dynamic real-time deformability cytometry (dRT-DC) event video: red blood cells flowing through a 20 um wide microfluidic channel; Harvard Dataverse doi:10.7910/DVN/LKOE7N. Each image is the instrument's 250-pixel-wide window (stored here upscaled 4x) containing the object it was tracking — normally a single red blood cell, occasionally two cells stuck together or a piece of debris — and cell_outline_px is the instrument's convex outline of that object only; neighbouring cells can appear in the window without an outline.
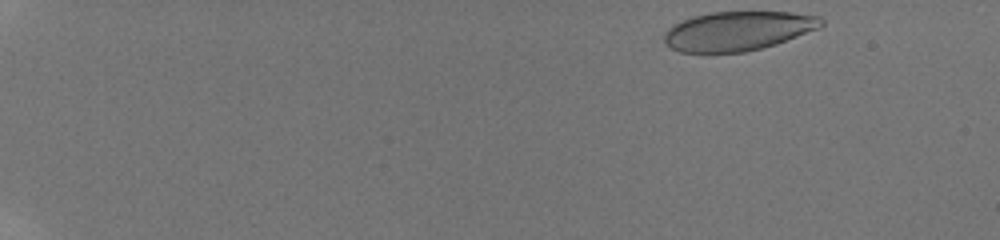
{"species": "human", "species_latin": "Homo sapiens", "temperature_condition": "room temperature", "stored_images_in_passage": 28, "camera_frame_rate_fps": 3000, "um_per_image_px": 0.085, "donor": {"sex": "male"}, "frame": {"image": 1, "passage_image": 1, "time_ms": 0.0, "image_size_px": [1000, 240], "cell_outline_px": [[824, 24], [820, 28], [776, 44], [744, 52], [680, 52], [672, 48], [664, 40], [664, 32], [672, 24], [692, 16], [708, 12], [792, 12], [820, 16], [824, 20]], "centroid_in_image_um": [62.74, 2.62], "position_along_channel_um": 22.3, "area_um2": 36.01}}
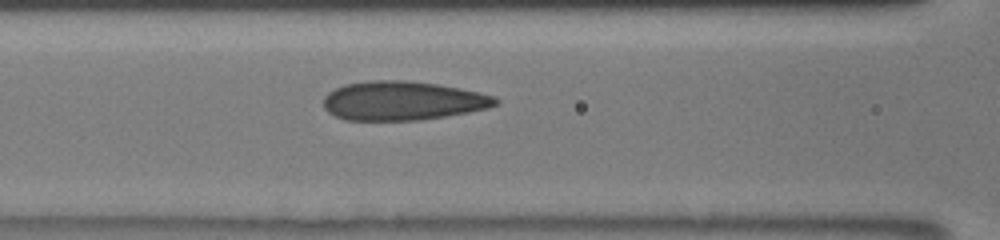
{"frame": {"image": 2, "passage_image": 18, "time_ms": 7.0, "image_size_px": [1000, 240], "cell_outline_px": [[500, 104], [488, 108], [468, 112], [420, 120], [344, 120], [328, 112], [324, 108], [324, 96], [328, 92], [344, 84], [368, 80], [404, 80], [436, 84], [460, 88], [480, 92], [496, 96], [500, 100]], "centroid_in_image_um": [34.24, 8.56], "position_along_channel_um": 132.4, "area_um2": 39.3}}
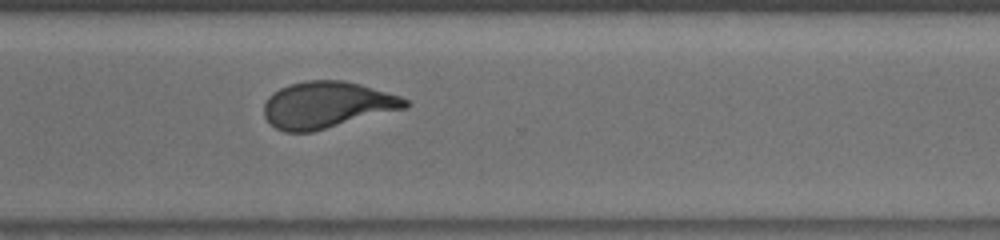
{"frame": {"image": 3, "passage_image": 28, "time_ms": 12.333, "image_size_px": [1000, 240], "cell_outline_px": [[412, 104], [408, 108], [312, 132], [284, 132], [276, 128], [264, 116], [264, 104], [268, 96], [272, 92], [288, 84], [304, 80], [344, 80], [360, 84], [400, 96], [408, 100]], "centroid_in_image_um": [27.8, 8.91], "position_along_channel_um": 342.8, "area_um2": 38.61}}